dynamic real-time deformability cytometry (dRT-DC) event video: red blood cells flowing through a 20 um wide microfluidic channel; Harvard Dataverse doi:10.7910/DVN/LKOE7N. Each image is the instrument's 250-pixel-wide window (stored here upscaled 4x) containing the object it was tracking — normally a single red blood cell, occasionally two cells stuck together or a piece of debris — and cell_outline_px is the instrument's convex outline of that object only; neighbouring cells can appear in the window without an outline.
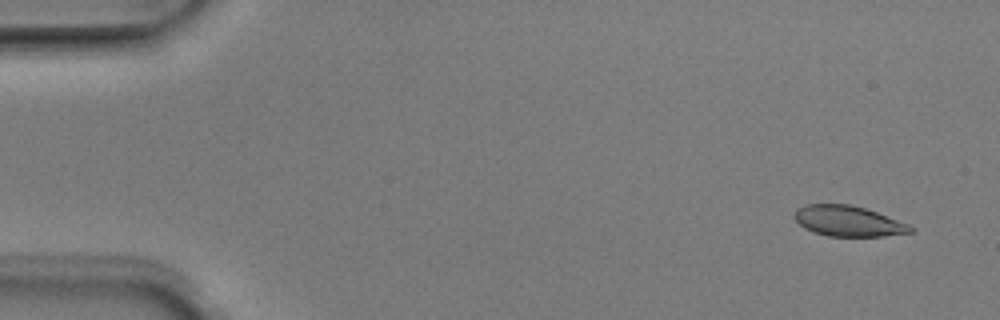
{"species": "Egyptian fruit bat (a non-hibernating species)", "species_latin": "Rousettus aegyptiacus", "temperature_condition": "room temperature", "stored_images_in_passage": 6, "camera_frame_rate_fps": 3000, "um_per_image_px": 0.085, "animal": {"sex": "male"}, "frame": {"image": 1, "passage_image": 1, "time_ms": 0.0, "image_size_px": [1000, 320], "cell_outline_px": [[916, 228], [912, 232], [884, 236], [828, 236], [812, 232], [804, 228], [796, 220], [796, 208], [804, 204], [848, 204], [864, 208], [876, 212], [908, 224]], "centroid_in_image_um": [72.09, 18.8], "position_along_channel_um": 12.9, "area_um2": 20.52}}
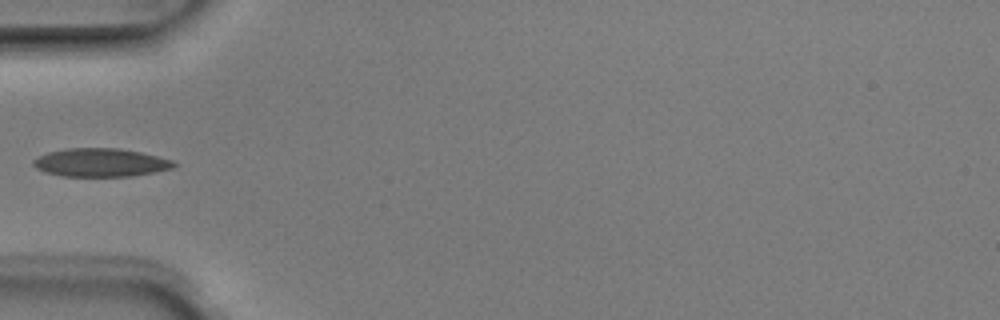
{"frame": {"image": 2, "passage_image": 5, "time_ms": 1.333, "image_size_px": [1000, 320], "cell_outline_px": [[176, 164], [172, 168], [132, 176], [64, 176], [44, 172], [36, 168], [32, 164], [32, 160], [48, 152], [68, 148], [120, 148], [140, 152], [172, 160]], "centroid_in_image_um": [8.51, 13.81], "position_along_channel_um": 76.5, "area_um2": 23.0}}
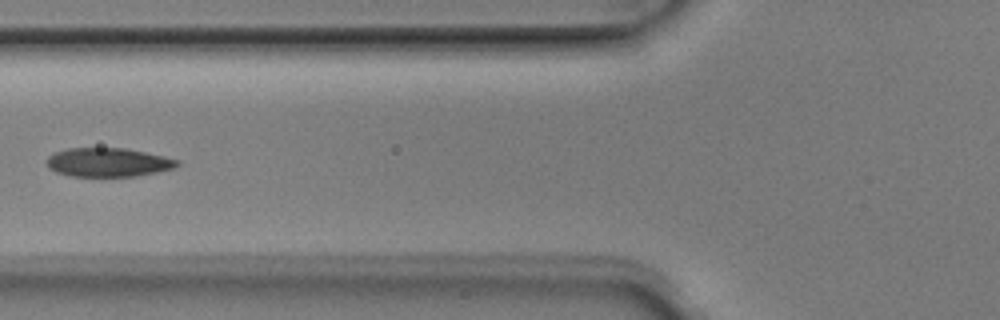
{"frame": {"image": 3, "passage_image": 6, "time_ms": 1.667, "image_size_px": [1000, 320], "cell_outline_px": [[180, 164], [172, 168], [156, 172], [136, 176], [72, 176], [56, 172], [48, 168], [44, 160], [48, 156], [56, 152], [68, 148], [124, 148], [164, 156], [180, 160]], "centroid_in_image_um": [9.15, 13.79], "position_along_channel_um": 116.6, "area_um2": 21.91}}